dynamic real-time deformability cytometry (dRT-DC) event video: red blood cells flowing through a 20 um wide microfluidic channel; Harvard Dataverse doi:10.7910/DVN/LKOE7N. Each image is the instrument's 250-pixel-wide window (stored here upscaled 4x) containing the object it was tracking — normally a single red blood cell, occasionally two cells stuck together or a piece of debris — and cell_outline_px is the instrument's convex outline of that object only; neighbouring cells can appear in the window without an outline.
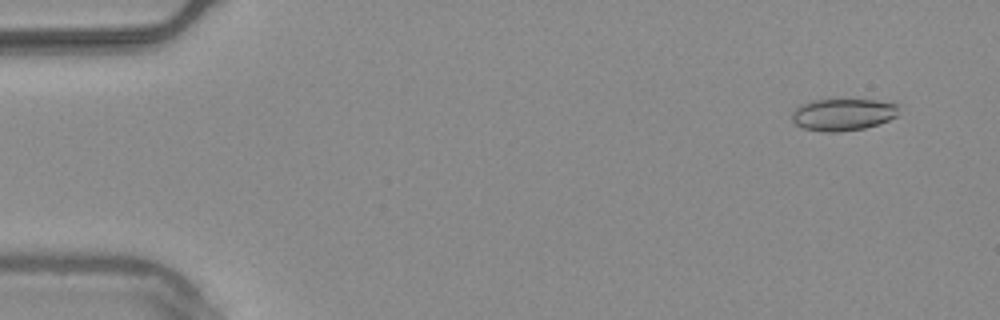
{"species": "common noctule bat (a hibernating species)", "species_latin": "Nyctalus noctula", "temperature_condition": "warm", "stored_images_in_passage": 54, "camera_frame_rate_fps": 3000, "um_per_image_px": 0.085, "animal": {"sex": "male", "body_mass_g": 20.4}, "frame": {"image": 1, "passage_image": 4, "time_ms": 1.0, "image_size_px": [1000, 320], "cell_outline_px": [[900, 104], [896, 116], [888, 120], [864, 128], [836, 132], [828, 132], [804, 128], [796, 124], [792, 120], [792, 112], [800, 104], [812, 100], [876, 100]], "centroid_in_image_um": [71.65, 9.72], "position_along_channel_um": 13.4, "area_um2": 19.77}}
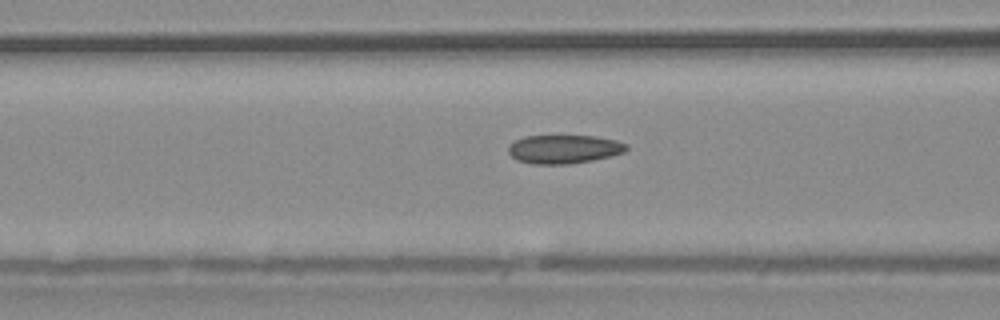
{"frame": {"image": 2, "passage_image": 22, "time_ms": 7.0, "image_size_px": [1000, 320], "cell_outline_px": [[628, 148], [624, 152], [612, 156], [592, 160], [568, 164], [536, 164], [516, 160], [508, 152], [508, 148], [516, 140], [524, 136], [596, 136], [616, 140], [628, 144]], "centroid_in_image_um": [47.97, 12.68], "position_along_channel_um": 118.6, "area_um2": 19.65}}
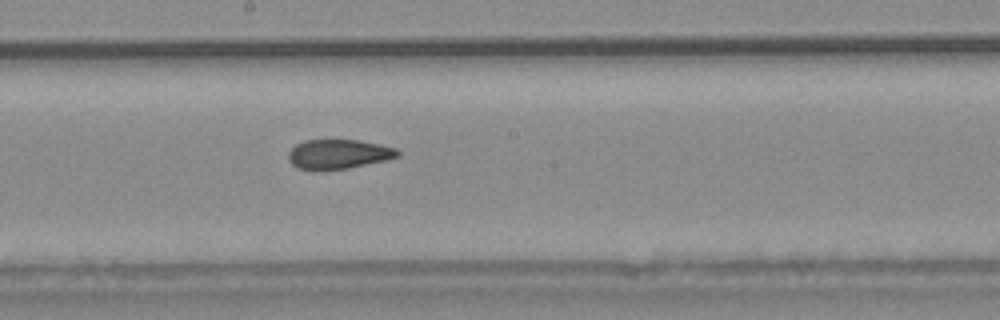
{"frame": {"image": 3, "passage_image": 30, "time_ms": 9.667, "image_size_px": [1000, 320], "cell_outline_px": [[400, 156], [384, 160], [348, 168], [296, 168], [288, 160], [288, 152], [296, 144], [304, 140], [360, 140], [396, 148], [400, 152]], "centroid_in_image_um": [28.77, 13.07], "position_along_channel_um": 219.4, "area_um2": 18.32}, "authors_computed_cell_mechanics": {"area_um2": 19.7098, "velocity_mm_per_s": 3.7774, "shape_relaxation_time_tau1_ms": null, "shape_relaxation_time_tau2_ms": 3.2939, "deformation_change_tau1": null, "deformation_change_tau2": 0.0998}}